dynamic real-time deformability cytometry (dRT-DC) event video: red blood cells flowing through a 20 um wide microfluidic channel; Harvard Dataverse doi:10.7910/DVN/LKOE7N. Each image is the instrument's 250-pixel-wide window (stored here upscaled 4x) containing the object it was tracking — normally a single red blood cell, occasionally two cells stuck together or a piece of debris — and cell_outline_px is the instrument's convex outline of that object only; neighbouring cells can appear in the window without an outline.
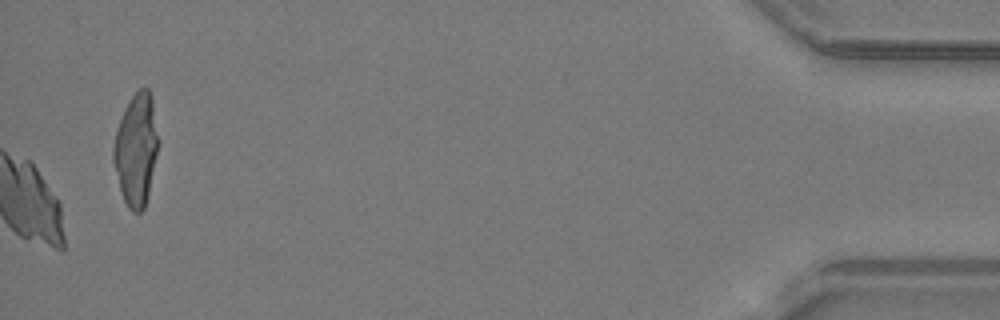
{"species": "common noctule bat (a hibernating species)", "species_latin": "Nyctalus noctula", "temperature_condition": "warm", "stored_images_in_passage": 49, "camera_frame_rate_fps": 3000, "um_per_image_px": 0.085, "animal": {"sex": "male", "body_mass_g": 19.2, "forearm_length_mm": 51.8}, "frame": {"image": 1, "passage_image": 49, "time_ms": 16.0, "image_size_px": [1000, 320], "cell_outline_px": [[156, 152], [148, 192], [144, 208], [140, 212], [132, 212], [128, 208], [120, 192], [112, 160], [112, 148], [116, 128], [128, 100], [140, 88], [148, 88], [152, 96], [156, 136]], "centroid_in_image_um": [11.51, 12.71], "position_along_channel_um": 423.7, "area_um2": 28.73}}